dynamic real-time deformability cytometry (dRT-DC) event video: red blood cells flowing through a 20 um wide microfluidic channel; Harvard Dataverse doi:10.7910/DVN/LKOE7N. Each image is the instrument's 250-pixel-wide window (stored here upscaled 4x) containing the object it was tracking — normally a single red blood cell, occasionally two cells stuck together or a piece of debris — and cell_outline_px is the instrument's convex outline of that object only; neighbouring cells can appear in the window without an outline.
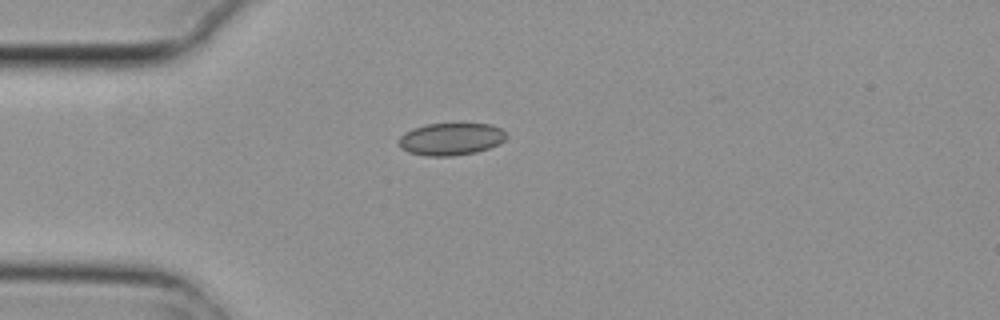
{"species": "common noctule bat (a hibernating species)", "species_latin": "Nyctalus noctula", "temperature_condition": "cold", "stored_images_in_passage": 1, "camera_frame_rate_fps": 3000, "um_per_image_px": 0.085, "animal": {"sex": "female", "body_mass_g": 29.2, "forearm_length_mm": 56.3}, "frame": {"image": 1, "passage_image": 1, "time_ms": 0.0, "image_size_px": [1000, 320], "cell_outline_px": [[508, 136], [500, 144], [476, 152], [452, 156], [428, 156], [408, 152], [400, 148], [400, 136], [404, 132], [412, 128], [424, 124], [460, 120], [492, 124], [508, 132]], "centroid_in_image_um": [38.38, 11.75], "position_along_channel_um": 46.6, "area_um2": 21.39}}